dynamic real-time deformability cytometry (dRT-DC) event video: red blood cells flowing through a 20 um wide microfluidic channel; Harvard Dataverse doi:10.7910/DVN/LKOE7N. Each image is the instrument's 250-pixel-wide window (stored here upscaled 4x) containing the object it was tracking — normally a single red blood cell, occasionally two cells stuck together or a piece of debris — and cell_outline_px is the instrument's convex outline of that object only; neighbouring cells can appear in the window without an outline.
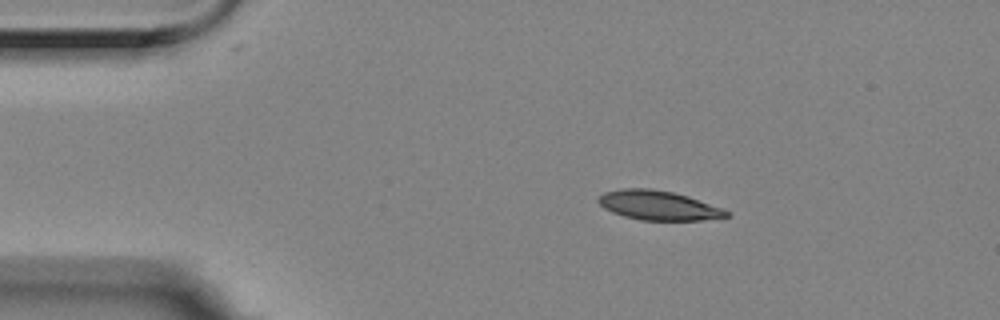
{"species": "Egyptian fruit bat (a non-hibernating species)", "species_latin": "Rousettus aegyptiacus", "temperature_condition": "room temperature", "stored_images_in_passage": 3, "camera_frame_rate_fps": 3000, "um_per_image_px": 0.085, "animal": {"sex": "female"}, "frame": {"image": 1, "passage_image": 2, "time_ms": 0.333, "image_size_px": [1000, 320], "cell_outline_px": [[732, 216], [700, 220], [640, 220], [624, 216], [612, 212], [604, 208], [596, 200], [604, 192], [620, 188], [648, 188], [672, 192], [688, 196], [720, 208], [728, 212]], "centroid_in_image_um": [55.91, 17.45], "position_along_channel_um": 29.1, "area_um2": 21.73}}